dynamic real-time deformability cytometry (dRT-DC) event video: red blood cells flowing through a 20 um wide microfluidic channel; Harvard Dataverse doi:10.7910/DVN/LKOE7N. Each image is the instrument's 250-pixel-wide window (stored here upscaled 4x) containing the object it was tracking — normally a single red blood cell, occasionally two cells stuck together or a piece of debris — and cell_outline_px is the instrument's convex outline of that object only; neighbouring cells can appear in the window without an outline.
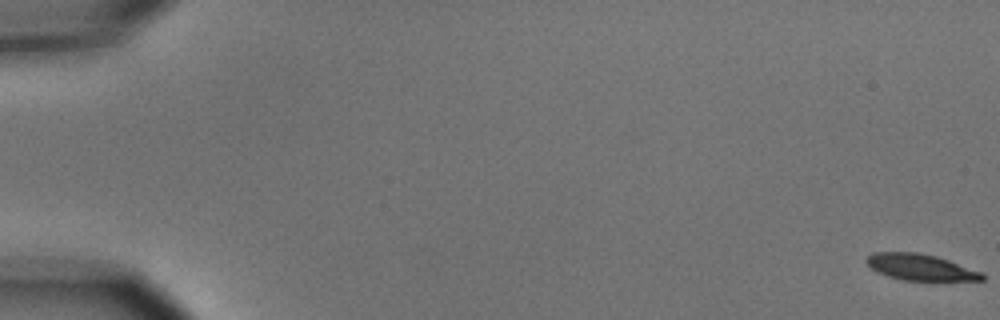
{"species": "common noctule bat (a hibernating species)", "species_latin": "Nyctalus noctula", "temperature_condition": "cold", "stored_images_in_passage": 6, "camera_frame_rate_fps": 3000, "um_per_image_px": 0.085, "animal": {"sex": "male", "body_mass_g": 15.6}, "frame": {"image": 1, "passage_image": 1, "time_ms": 0.0, "image_size_px": [1000, 320], "cell_outline_px": [[984, 280], [904, 280], [888, 276], [876, 272], [864, 260], [872, 252], [920, 252], [936, 256], [984, 272]], "centroid_in_image_um": [78.23, 22.7], "position_along_channel_um": 6.8, "area_um2": 17.69}}
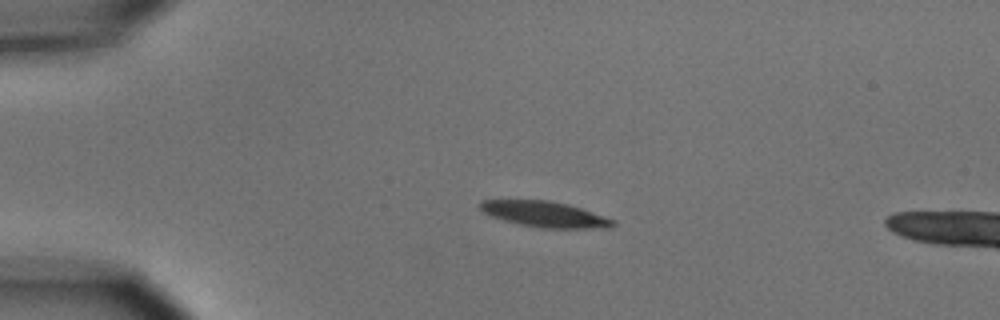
{"frame": {"image": 2, "passage_image": 4, "time_ms": 4.333, "image_size_px": [1000, 320], "cell_outline_px": [[616, 224], [612, 228], [540, 228], [520, 224], [504, 220], [492, 216], [484, 212], [480, 208], [480, 200], [548, 200], [568, 204], [616, 220]], "centroid_in_image_um": [46.35, 18.21], "position_along_channel_um": 38.7, "area_um2": 19.83}}